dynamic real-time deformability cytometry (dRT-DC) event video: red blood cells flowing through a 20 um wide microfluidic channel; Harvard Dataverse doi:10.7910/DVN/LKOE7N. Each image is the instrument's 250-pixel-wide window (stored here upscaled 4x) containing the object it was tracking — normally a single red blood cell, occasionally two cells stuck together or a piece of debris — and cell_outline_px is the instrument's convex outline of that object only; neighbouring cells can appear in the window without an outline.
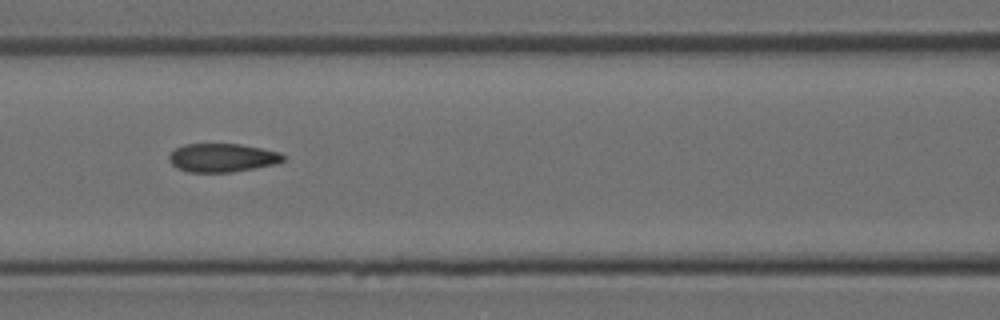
{"species": "Egyptian fruit bat (a non-hibernating species)", "species_latin": "Rousettus aegyptiacus", "temperature_condition": "room temperature", "stored_images_in_passage": 5, "camera_frame_rate_fps": 3000, "um_per_image_px": 0.085, "animal": {"sex": "female"}, "frame": {"image": 1, "passage_image": 5, "time_ms": 1.333, "image_size_px": [1000, 320], "cell_outline_px": [[284, 160], [276, 164], [232, 172], [188, 172], [176, 168], [168, 160], [168, 156], [176, 148], [184, 144], [240, 144], [280, 152], [284, 156]], "centroid_in_image_um": [18.87, 13.41], "position_along_channel_um": 147.7, "area_um2": 18.96}}